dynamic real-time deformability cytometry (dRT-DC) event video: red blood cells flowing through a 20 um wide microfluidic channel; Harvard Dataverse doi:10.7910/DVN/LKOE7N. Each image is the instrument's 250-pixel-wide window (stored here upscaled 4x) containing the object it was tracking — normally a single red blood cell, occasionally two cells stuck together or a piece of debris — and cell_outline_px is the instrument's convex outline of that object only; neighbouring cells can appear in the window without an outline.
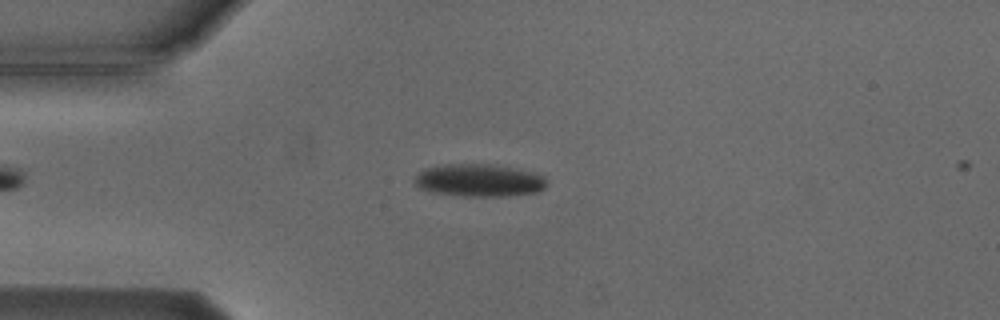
{"species": "Egyptian fruit bat (a non-hibernating species)", "species_latin": "Rousettus aegyptiacus", "temperature_condition": "cold", "stored_images_in_passage": 3, "camera_frame_rate_fps": 3000, "um_per_image_px": 0.085, "animal": {"sex": "male"}, "frame": {"image": 1, "passage_image": 3, "time_ms": 2.333, "image_size_px": [1000, 320], "cell_outline_px": [[548, 180], [544, 188], [536, 192], [504, 196], [464, 196], [432, 192], [420, 188], [412, 184], [412, 180], [424, 168], [444, 164], [488, 164], [528, 172], [544, 176]], "centroid_in_image_um": [40.65, 15.34], "position_along_channel_um": 44.4, "area_um2": 24.85}}